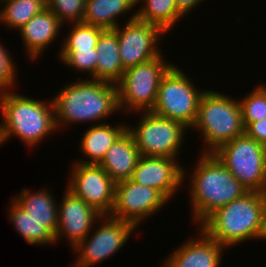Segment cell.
<instances>
[{"label":"cell","mask_w":266,"mask_h":267,"mask_svg":"<svg viewBox=\"0 0 266 267\" xmlns=\"http://www.w3.org/2000/svg\"><path fill=\"white\" fill-rule=\"evenodd\" d=\"M79 79L66 85L52 98L57 129L62 124L100 121L119 110L117 85Z\"/></svg>","instance_id":"6da1fadb"},{"label":"cell","mask_w":266,"mask_h":267,"mask_svg":"<svg viewBox=\"0 0 266 267\" xmlns=\"http://www.w3.org/2000/svg\"><path fill=\"white\" fill-rule=\"evenodd\" d=\"M201 155L189 184L192 221L198 226L217 208L248 192L213 153Z\"/></svg>","instance_id":"7a4b0ae2"},{"label":"cell","mask_w":266,"mask_h":267,"mask_svg":"<svg viewBox=\"0 0 266 267\" xmlns=\"http://www.w3.org/2000/svg\"><path fill=\"white\" fill-rule=\"evenodd\" d=\"M8 91L0 95L1 145L16 136L30 147L40 144L51 132L56 131L53 100L48 103ZM50 103V104H49Z\"/></svg>","instance_id":"3957f363"},{"label":"cell","mask_w":266,"mask_h":267,"mask_svg":"<svg viewBox=\"0 0 266 267\" xmlns=\"http://www.w3.org/2000/svg\"><path fill=\"white\" fill-rule=\"evenodd\" d=\"M266 209V193L248 191L211 213L199 226L210 238L230 248L254 240Z\"/></svg>","instance_id":"277c9868"},{"label":"cell","mask_w":266,"mask_h":267,"mask_svg":"<svg viewBox=\"0 0 266 267\" xmlns=\"http://www.w3.org/2000/svg\"><path fill=\"white\" fill-rule=\"evenodd\" d=\"M239 99L224 93L206 90L199 101L197 118L192 126L203 135L202 153H213L220 146L241 136L245 132Z\"/></svg>","instance_id":"5b68a950"},{"label":"cell","mask_w":266,"mask_h":267,"mask_svg":"<svg viewBox=\"0 0 266 267\" xmlns=\"http://www.w3.org/2000/svg\"><path fill=\"white\" fill-rule=\"evenodd\" d=\"M171 66L161 54L148 62L127 68L116 84L119 111H151L157 99L160 81Z\"/></svg>","instance_id":"8992f818"},{"label":"cell","mask_w":266,"mask_h":267,"mask_svg":"<svg viewBox=\"0 0 266 267\" xmlns=\"http://www.w3.org/2000/svg\"><path fill=\"white\" fill-rule=\"evenodd\" d=\"M213 154L248 190L266 193V147L245 133Z\"/></svg>","instance_id":"52a82bcc"},{"label":"cell","mask_w":266,"mask_h":267,"mask_svg":"<svg viewBox=\"0 0 266 267\" xmlns=\"http://www.w3.org/2000/svg\"><path fill=\"white\" fill-rule=\"evenodd\" d=\"M193 85L183 70L172 64L160 81L151 112L192 128L197 118L200 98L205 92L200 88L195 89Z\"/></svg>","instance_id":"ba28073f"},{"label":"cell","mask_w":266,"mask_h":267,"mask_svg":"<svg viewBox=\"0 0 266 267\" xmlns=\"http://www.w3.org/2000/svg\"><path fill=\"white\" fill-rule=\"evenodd\" d=\"M139 125L127 126L142 156L177 158L188 128L181 122L141 111ZM182 142V143H181Z\"/></svg>","instance_id":"9c48e42d"},{"label":"cell","mask_w":266,"mask_h":267,"mask_svg":"<svg viewBox=\"0 0 266 267\" xmlns=\"http://www.w3.org/2000/svg\"><path fill=\"white\" fill-rule=\"evenodd\" d=\"M102 225L90 232L73 250L77 254L71 267H92L104 262L118 252L137 227L131 222L115 219L109 215L101 216ZM91 237V238H90ZM89 238V239H88Z\"/></svg>","instance_id":"30bf717a"},{"label":"cell","mask_w":266,"mask_h":267,"mask_svg":"<svg viewBox=\"0 0 266 267\" xmlns=\"http://www.w3.org/2000/svg\"><path fill=\"white\" fill-rule=\"evenodd\" d=\"M73 166L66 189L102 216L110 215L114 205L116 183L99 165L75 162Z\"/></svg>","instance_id":"8fae6325"},{"label":"cell","mask_w":266,"mask_h":267,"mask_svg":"<svg viewBox=\"0 0 266 267\" xmlns=\"http://www.w3.org/2000/svg\"><path fill=\"white\" fill-rule=\"evenodd\" d=\"M126 21L125 26L117 27L120 58L125 70L159 57L161 50L157 43L165 34L160 27L136 19V12Z\"/></svg>","instance_id":"7c38bea8"},{"label":"cell","mask_w":266,"mask_h":267,"mask_svg":"<svg viewBox=\"0 0 266 267\" xmlns=\"http://www.w3.org/2000/svg\"><path fill=\"white\" fill-rule=\"evenodd\" d=\"M168 200L158 191L132 179L115 184L114 205L109 216L131 222L136 227L155 215Z\"/></svg>","instance_id":"4fadbf2b"},{"label":"cell","mask_w":266,"mask_h":267,"mask_svg":"<svg viewBox=\"0 0 266 267\" xmlns=\"http://www.w3.org/2000/svg\"><path fill=\"white\" fill-rule=\"evenodd\" d=\"M185 170L176 158L141 155L131 179L158 190L169 201L183 184Z\"/></svg>","instance_id":"5bb4252c"},{"label":"cell","mask_w":266,"mask_h":267,"mask_svg":"<svg viewBox=\"0 0 266 267\" xmlns=\"http://www.w3.org/2000/svg\"><path fill=\"white\" fill-rule=\"evenodd\" d=\"M61 200L58 205V229L55 242L64 236L73 249L92 232L94 223L98 222L96 220H102V215L66 189Z\"/></svg>","instance_id":"9a60e30c"},{"label":"cell","mask_w":266,"mask_h":267,"mask_svg":"<svg viewBox=\"0 0 266 267\" xmlns=\"http://www.w3.org/2000/svg\"><path fill=\"white\" fill-rule=\"evenodd\" d=\"M197 238L186 240L169 254L164 267H218L222 260L223 245L210 238L201 228Z\"/></svg>","instance_id":"2e32d148"},{"label":"cell","mask_w":266,"mask_h":267,"mask_svg":"<svg viewBox=\"0 0 266 267\" xmlns=\"http://www.w3.org/2000/svg\"><path fill=\"white\" fill-rule=\"evenodd\" d=\"M63 24L56 15L45 8L40 14L32 17L25 25L18 29V33L27 49V56L36 60L44 50L58 37Z\"/></svg>","instance_id":"e0dca14e"},{"label":"cell","mask_w":266,"mask_h":267,"mask_svg":"<svg viewBox=\"0 0 266 267\" xmlns=\"http://www.w3.org/2000/svg\"><path fill=\"white\" fill-rule=\"evenodd\" d=\"M141 154L131 133L126 129L107 150L98 164L115 183L131 179Z\"/></svg>","instance_id":"ac0fdd59"},{"label":"cell","mask_w":266,"mask_h":267,"mask_svg":"<svg viewBox=\"0 0 266 267\" xmlns=\"http://www.w3.org/2000/svg\"><path fill=\"white\" fill-rule=\"evenodd\" d=\"M96 80L117 84L124 74L120 58L117 28L104 29L96 45Z\"/></svg>","instance_id":"d6986e66"},{"label":"cell","mask_w":266,"mask_h":267,"mask_svg":"<svg viewBox=\"0 0 266 267\" xmlns=\"http://www.w3.org/2000/svg\"><path fill=\"white\" fill-rule=\"evenodd\" d=\"M112 126L109 123L92 124L81 138V146L86 160H78L82 164L98 165L104 158L107 150L113 145L115 140L127 129L125 123ZM89 157V158H88Z\"/></svg>","instance_id":"ffe728a7"},{"label":"cell","mask_w":266,"mask_h":267,"mask_svg":"<svg viewBox=\"0 0 266 267\" xmlns=\"http://www.w3.org/2000/svg\"><path fill=\"white\" fill-rule=\"evenodd\" d=\"M14 200L36 221L44 226L55 236L58 229V205L52 193L47 189L31 192L23 188L16 194Z\"/></svg>","instance_id":"44dd1931"},{"label":"cell","mask_w":266,"mask_h":267,"mask_svg":"<svg viewBox=\"0 0 266 267\" xmlns=\"http://www.w3.org/2000/svg\"><path fill=\"white\" fill-rule=\"evenodd\" d=\"M137 0H86L82 23L103 29H114L120 24L117 17L127 14Z\"/></svg>","instance_id":"7402d4cb"},{"label":"cell","mask_w":266,"mask_h":267,"mask_svg":"<svg viewBox=\"0 0 266 267\" xmlns=\"http://www.w3.org/2000/svg\"><path fill=\"white\" fill-rule=\"evenodd\" d=\"M9 219L17 233H19L28 244L46 245L56 244L55 236L44 226L36 221L26 212L13 198L9 205Z\"/></svg>","instance_id":"603a6c76"},{"label":"cell","mask_w":266,"mask_h":267,"mask_svg":"<svg viewBox=\"0 0 266 267\" xmlns=\"http://www.w3.org/2000/svg\"><path fill=\"white\" fill-rule=\"evenodd\" d=\"M142 1V0H141ZM144 6L136 11V19L160 27L165 33L184 15L177 9L175 0H143ZM137 3H141L137 0Z\"/></svg>","instance_id":"cb8c5ba5"},{"label":"cell","mask_w":266,"mask_h":267,"mask_svg":"<svg viewBox=\"0 0 266 267\" xmlns=\"http://www.w3.org/2000/svg\"><path fill=\"white\" fill-rule=\"evenodd\" d=\"M0 23L12 29H20L32 17L46 8V0H0Z\"/></svg>","instance_id":"d4e9b609"},{"label":"cell","mask_w":266,"mask_h":267,"mask_svg":"<svg viewBox=\"0 0 266 267\" xmlns=\"http://www.w3.org/2000/svg\"><path fill=\"white\" fill-rule=\"evenodd\" d=\"M65 37L60 51H85L96 49L98 39L104 30L101 27L85 23H73Z\"/></svg>","instance_id":"484cf974"},{"label":"cell","mask_w":266,"mask_h":267,"mask_svg":"<svg viewBox=\"0 0 266 267\" xmlns=\"http://www.w3.org/2000/svg\"><path fill=\"white\" fill-rule=\"evenodd\" d=\"M239 104L244 127L266 118V85H257Z\"/></svg>","instance_id":"4316f807"},{"label":"cell","mask_w":266,"mask_h":267,"mask_svg":"<svg viewBox=\"0 0 266 267\" xmlns=\"http://www.w3.org/2000/svg\"><path fill=\"white\" fill-rule=\"evenodd\" d=\"M86 0H46V8L50 9L59 21L64 23H82Z\"/></svg>","instance_id":"83f0119b"},{"label":"cell","mask_w":266,"mask_h":267,"mask_svg":"<svg viewBox=\"0 0 266 267\" xmlns=\"http://www.w3.org/2000/svg\"><path fill=\"white\" fill-rule=\"evenodd\" d=\"M61 61L78 72H89L90 79L96 80V49L85 51H58Z\"/></svg>","instance_id":"f1b7e54d"},{"label":"cell","mask_w":266,"mask_h":267,"mask_svg":"<svg viewBox=\"0 0 266 267\" xmlns=\"http://www.w3.org/2000/svg\"><path fill=\"white\" fill-rule=\"evenodd\" d=\"M6 49L0 42V95L12 91L17 78L15 63Z\"/></svg>","instance_id":"f546056e"},{"label":"cell","mask_w":266,"mask_h":267,"mask_svg":"<svg viewBox=\"0 0 266 267\" xmlns=\"http://www.w3.org/2000/svg\"><path fill=\"white\" fill-rule=\"evenodd\" d=\"M244 133L266 147V118L248 124Z\"/></svg>","instance_id":"4dcf8cb0"},{"label":"cell","mask_w":266,"mask_h":267,"mask_svg":"<svg viewBox=\"0 0 266 267\" xmlns=\"http://www.w3.org/2000/svg\"><path fill=\"white\" fill-rule=\"evenodd\" d=\"M177 9L183 14L187 15L190 11L195 9L203 0H175Z\"/></svg>","instance_id":"1f68e13d"},{"label":"cell","mask_w":266,"mask_h":267,"mask_svg":"<svg viewBox=\"0 0 266 267\" xmlns=\"http://www.w3.org/2000/svg\"><path fill=\"white\" fill-rule=\"evenodd\" d=\"M256 239H266V209L261 217L259 228L255 237V240Z\"/></svg>","instance_id":"d6a6232c"}]
</instances>
